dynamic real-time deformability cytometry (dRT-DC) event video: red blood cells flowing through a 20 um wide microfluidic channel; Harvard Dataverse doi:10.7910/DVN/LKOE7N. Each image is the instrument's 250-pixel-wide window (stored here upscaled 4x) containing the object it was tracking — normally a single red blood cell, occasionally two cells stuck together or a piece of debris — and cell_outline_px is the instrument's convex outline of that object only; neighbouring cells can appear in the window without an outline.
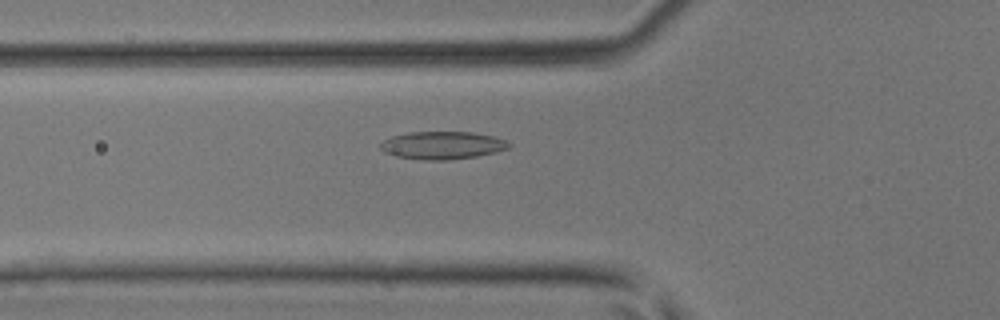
{"species": "common noctule bat (a hibernating species)", "species_latin": "Nyctalus noctula", "temperature_condition": "room temperature", "stored_images_in_passage": 35, "camera_frame_rate_fps": 3000, "um_per_image_px": 0.085, "animal": {"sex": "male", "body_mass_g": 17.9, "forearm_length_mm": 54.2}, "frame": {"image": 1, "passage_image": 8, "time_ms": 2.333, "image_size_px": [1000, 320], "cell_outline_px": [[512, 144], [508, 148], [496, 152], [476, 156], [448, 160], [424, 160], [396, 156], [384, 152], [380, 148], [380, 144], [384, 140], [392, 136], [408, 132], [472, 132], [492, 136], [508, 140]], "centroid_in_image_um": [37.61, 12.35], "position_along_channel_um": 88.2, "area_um2": 20.81}}
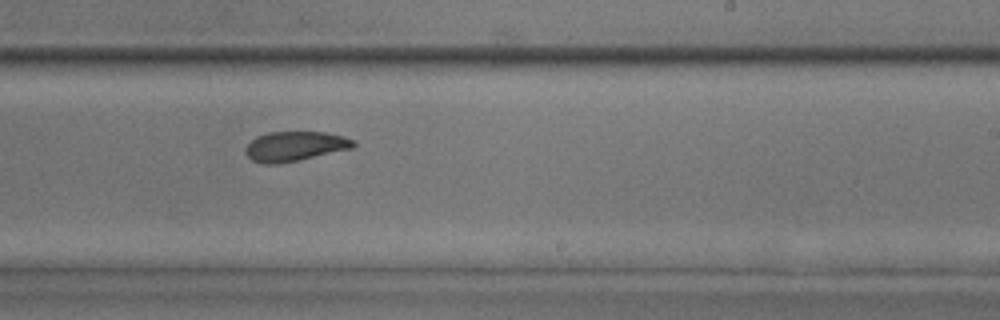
{"frame": {"image": 2, "passage_image": 20, "time_ms": 6.333, "image_size_px": [1000, 320], "cell_outline_px": [[356, 144], [352, 148], [300, 160], [280, 164], [264, 164], [252, 160], [244, 152], [244, 148], [256, 136], [268, 132], [324, 132], [344, 136], [352, 140]], "centroid_in_image_um": [25.03, 12.44], "position_along_channel_um": 264.0, "area_um2": 18.73}}
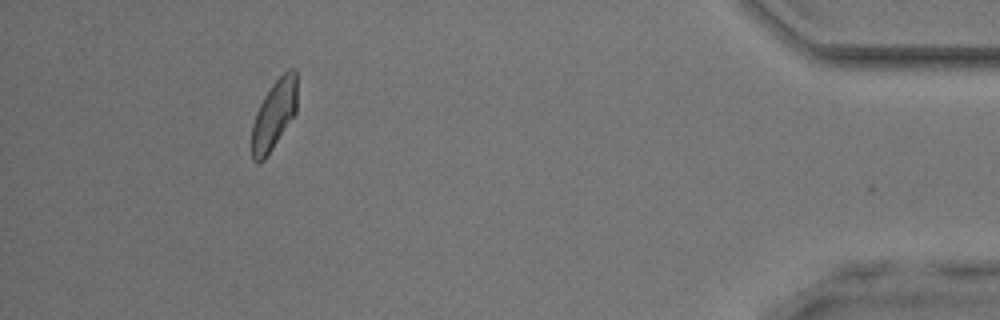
{"frame": {"image": 3, "passage_image": 34, "time_ms": 11.0, "image_size_px": [1000, 320], "cell_outline_px": [[296, 112], [264, 160], [260, 164], [252, 160], [252, 124], [256, 112], [264, 96], [272, 84], [288, 68], [296, 68]], "centroid_in_image_um": [23.28, 9.74], "position_along_channel_um": 411.9, "area_um2": 18.15}}